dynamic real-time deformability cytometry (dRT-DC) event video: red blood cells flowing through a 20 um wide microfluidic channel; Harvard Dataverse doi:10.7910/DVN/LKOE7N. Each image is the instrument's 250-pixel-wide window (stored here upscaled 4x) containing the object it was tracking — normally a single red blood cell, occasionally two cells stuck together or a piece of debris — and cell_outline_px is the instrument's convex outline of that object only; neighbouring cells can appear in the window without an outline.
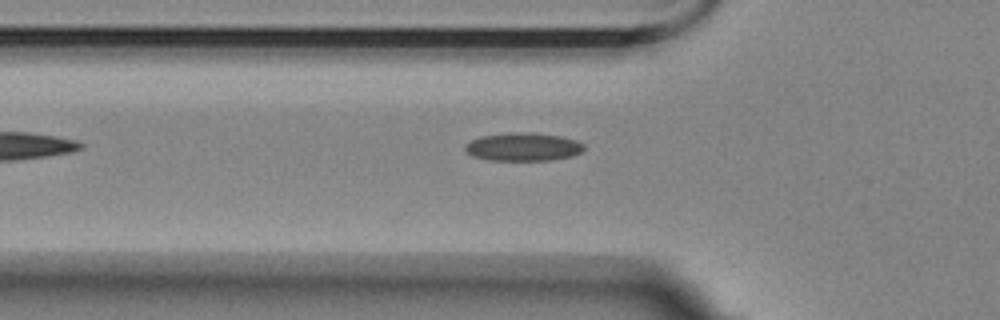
{"species": "Egyptian fruit bat (a non-hibernating species)", "species_latin": "Rousettus aegyptiacus", "temperature_condition": "room temperature", "stored_images_in_passage": 4, "camera_frame_rate_fps": 3000, "um_per_image_px": 0.085, "animal": {"sex": "female"}, "frame": {"image": 1, "passage_image": 4, "time_ms": 3.333, "image_size_px": [1000, 320], "cell_outline_px": [[584, 148], [580, 152], [572, 156], [552, 160], [488, 160], [472, 156], [464, 148], [464, 144], [480, 136], [512, 132], [524, 132], [560, 136], [576, 140], [584, 144]], "centroid_in_image_um": [44.45, 12.48], "position_along_channel_um": 81.4, "area_um2": 19.48}}